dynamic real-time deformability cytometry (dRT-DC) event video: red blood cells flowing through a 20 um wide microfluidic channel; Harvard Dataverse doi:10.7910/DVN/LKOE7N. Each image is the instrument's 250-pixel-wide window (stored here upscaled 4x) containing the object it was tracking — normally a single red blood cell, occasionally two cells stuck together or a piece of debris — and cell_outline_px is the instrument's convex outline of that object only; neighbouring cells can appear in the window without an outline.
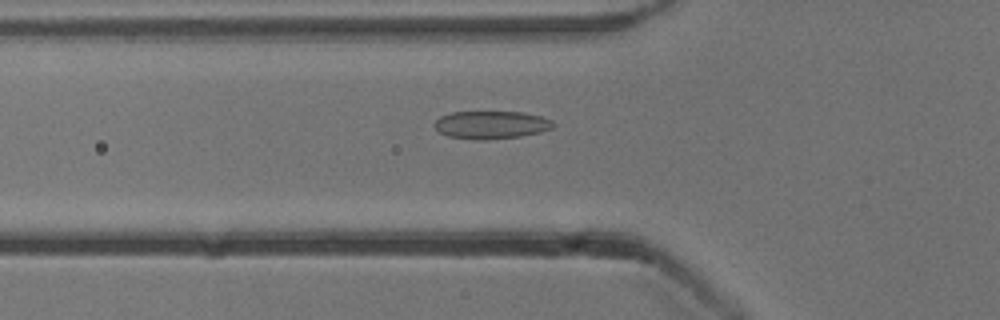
{"species": "common noctule bat (a hibernating species)", "species_latin": "Nyctalus noctula", "temperature_condition": "cold", "stored_images_in_passage": 54, "camera_frame_rate_fps": 3000, "um_per_image_px": 0.085, "animal": {"sex": "male", "body_mass_g": 13.3}, "frame": {"image": 1, "passage_image": 19, "time_ms": 6.0, "image_size_px": [1000, 320], "cell_outline_px": [[556, 124], [552, 128], [540, 132], [520, 136], [484, 140], [472, 140], [448, 136], [440, 132], [432, 124], [440, 116], [452, 112], [524, 112], [540, 116], [552, 120]], "centroid_in_image_um": [41.74, 10.61], "position_along_channel_um": 84.1, "area_um2": 19.36}}
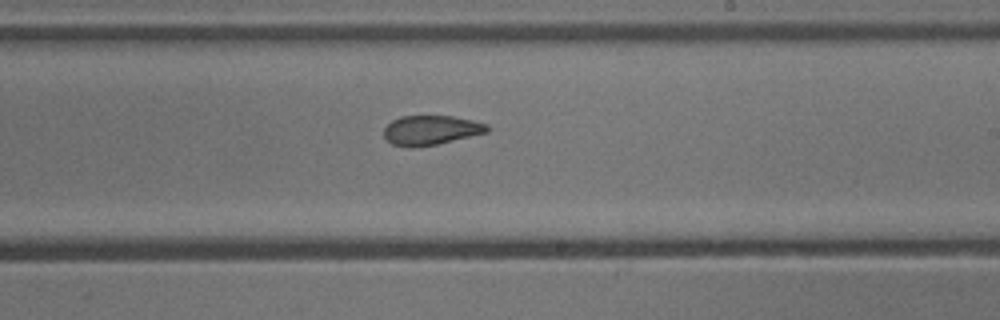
{"frame": {"image": 2, "passage_image": 32, "time_ms": 10.333, "image_size_px": [1000, 320], "cell_outline_px": [[488, 132], [436, 144], [416, 148], [408, 148], [392, 144], [384, 136], [384, 128], [392, 120], [400, 116], [452, 116], [472, 120], [488, 124]], "centroid_in_image_um": [36.6, 11.07], "position_along_channel_um": 252.4, "area_um2": 17.74}}
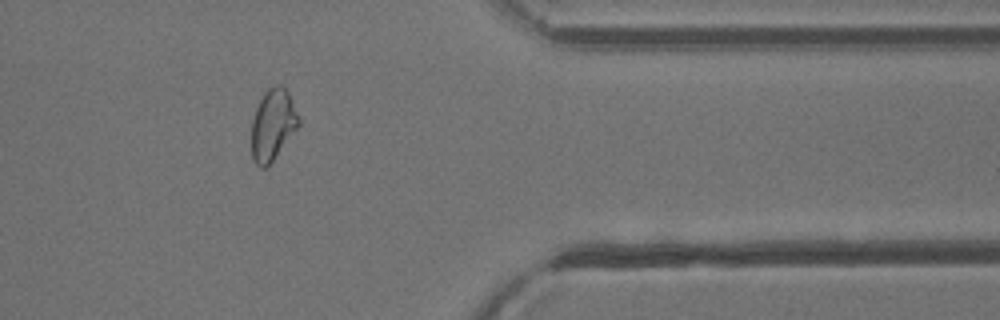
{"frame": {"image": 3, "passage_image": 44, "time_ms": 14.333, "image_size_px": [1000, 320], "cell_outline_px": [[300, 124], [272, 160], [264, 168], [260, 168], [252, 160], [252, 120], [256, 108], [264, 92], [272, 84], [280, 84], [288, 92], [300, 120]], "centroid_in_image_um": [23.17, 10.57], "position_along_channel_um": 388.2, "area_um2": 19.25}, "authors_computed_cell_mechanics": {"area_um2": 20.1144, "velocity_mm_per_s": 3.8645, "shape_relaxation_time_tau1_ms": 10.1124, "shape_relaxation_time_tau2_ms": 2.0752, "deformation_change_tau1": 0.1723, "deformation_change_tau2": 0.0573}}